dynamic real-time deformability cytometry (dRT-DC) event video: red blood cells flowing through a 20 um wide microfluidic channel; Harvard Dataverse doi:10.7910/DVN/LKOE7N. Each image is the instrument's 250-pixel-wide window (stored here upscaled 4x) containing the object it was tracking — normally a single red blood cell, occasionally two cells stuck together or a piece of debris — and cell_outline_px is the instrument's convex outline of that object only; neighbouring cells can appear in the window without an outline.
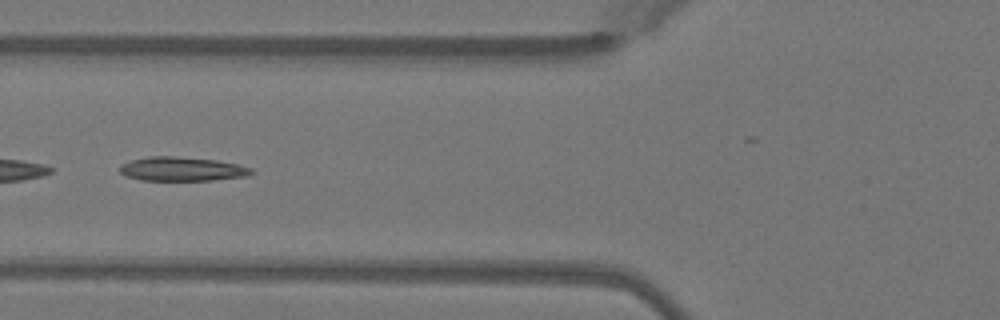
{"species": "Egyptian fruit bat (a non-hibernating species)", "species_latin": "Rousettus aegyptiacus", "temperature_condition": "warm", "stored_images_in_passage": 51, "camera_frame_rate_fps": 3000, "um_per_image_px": 0.085, "animal": {"sex": "female"}, "frame": {"image": 1, "passage_image": 20, "time_ms": 6.333, "image_size_px": [1000, 320], "cell_outline_px": [[256, 172], [248, 176], [212, 180], [140, 180], [124, 176], [120, 172], [120, 164], [132, 160], [148, 156], [172, 156], [216, 160], [236, 164], [252, 168]], "centroid_in_image_um": [15.46, 14.37], "position_along_channel_um": 110.3, "area_um2": 18.5}}
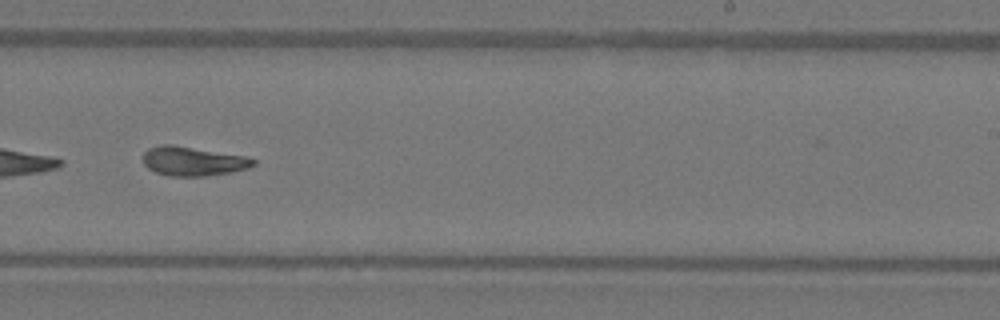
{"frame": {"image": 2, "passage_image": 32, "time_ms": 10.333, "image_size_px": [1000, 320], "cell_outline_px": [[256, 164], [248, 168], [232, 172], [204, 176], [168, 176], [156, 172], [148, 168], [144, 164], [144, 152], [148, 148], [160, 144], [172, 144], [248, 156], [256, 160]], "centroid_in_image_um": [16.43, 13.69], "position_along_channel_um": 272.6, "area_um2": 18.96}}
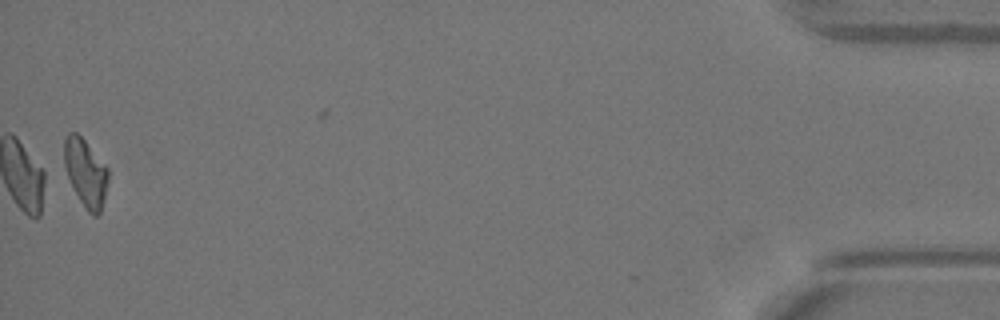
{"frame": {"image": 3, "passage_image": 50, "time_ms": 16.333, "image_size_px": [1000, 320], "cell_outline_px": [[108, 180], [100, 212], [96, 216], [92, 216], [88, 212], [80, 200], [68, 176], [64, 164], [64, 140], [68, 132], [76, 132], [84, 140], [108, 168]], "centroid_in_image_um": [7.27, 14.66], "position_along_channel_um": 427.9, "area_um2": 16.94}, "authors_computed_cell_mechanics": {"area_um2": 18.3804, "velocity_mm_per_s": 4.0582, "shape_relaxation_time_tau1_ms": 4.1989, "shape_relaxation_time_tau2_ms": 2.3177, "deformation_change_tau1": 0.1896, "deformation_change_tau2": 0.0987}}